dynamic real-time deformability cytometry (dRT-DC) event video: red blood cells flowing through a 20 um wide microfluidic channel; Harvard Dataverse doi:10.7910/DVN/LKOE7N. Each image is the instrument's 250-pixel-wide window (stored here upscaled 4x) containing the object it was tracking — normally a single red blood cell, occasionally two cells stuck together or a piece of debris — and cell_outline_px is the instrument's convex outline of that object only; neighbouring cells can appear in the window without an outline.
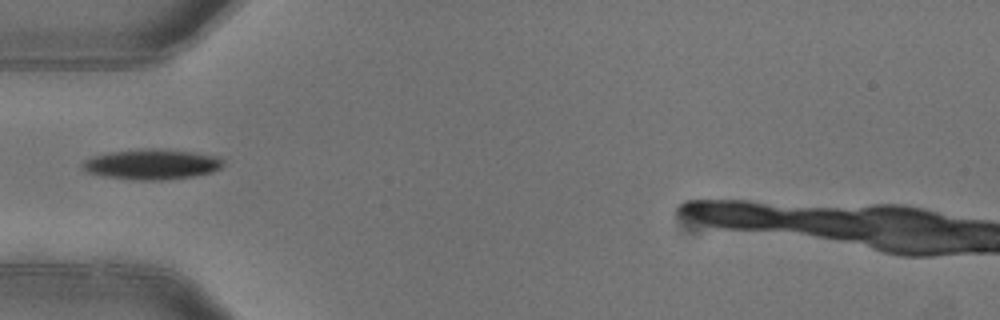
{"species": "common noctule bat (a hibernating species)", "species_latin": "Nyctalus noctula", "temperature_condition": "warm", "stored_images_in_passage": 1, "camera_frame_rate_fps": 3000, "um_per_image_px": 0.085, "animal": {"sex": "female"}, "frame": {"image": 1, "passage_image": 1, "time_ms": 0.0, "image_size_px": [1000, 320], "cell_outline_px": [[224, 164], [220, 168], [212, 172], [192, 176], [160, 180], [140, 180], [108, 176], [88, 172], [80, 168], [80, 164], [84, 160], [92, 156], [108, 152], [144, 148], [164, 148], [196, 152], [220, 156], [224, 160]], "centroid_in_image_um": [12.93, 13.93], "position_along_channel_um": 72.1, "area_um2": 25.09}}